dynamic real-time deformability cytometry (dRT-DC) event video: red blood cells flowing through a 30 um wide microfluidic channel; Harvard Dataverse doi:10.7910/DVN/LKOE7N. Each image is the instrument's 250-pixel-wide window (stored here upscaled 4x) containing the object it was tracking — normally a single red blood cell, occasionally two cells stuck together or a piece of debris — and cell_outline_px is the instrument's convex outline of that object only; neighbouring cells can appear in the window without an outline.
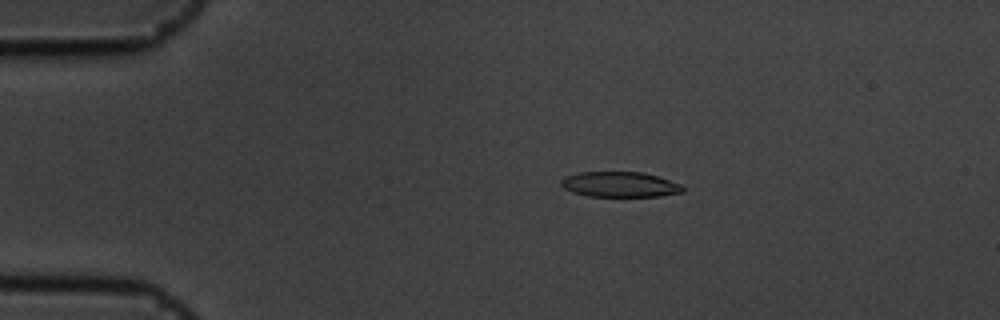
{"species": "common noctule bat (a hibernating species)", "species_latin": "Nyctalus noctula", "temperature_condition": "cold", "stored_images_in_passage": 56, "camera_frame_rate_fps": 3000, "um_per_image_px": 0.085, "animal": {"sex": "male", "body_mass_g": 19.5, "forearm_length_mm": 54.6}, "frame": {"image": 1, "passage_image": 11, "time_ms": 3.333, "image_size_px": [1000, 320], "cell_outline_px": [[684, 192], [660, 196], [588, 196], [572, 192], [564, 188], [560, 184], [560, 180], [564, 176], [576, 172], [644, 172], [660, 176], [680, 184], [684, 188]], "centroid_in_image_um": [52.68, 15.67], "position_along_channel_um": 32.3, "area_um2": 18.15}}
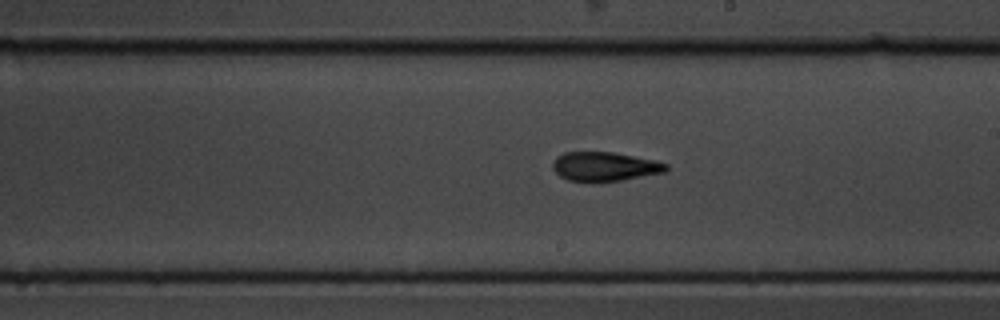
{"frame": {"image": 2, "passage_image": 32, "time_ms": 10.333, "image_size_px": [1000, 320], "cell_outline_px": [[668, 172], [624, 180], [600, 184], [592, 184], [568, 180], [560, 176], [552, 168], [552, 160], [556, 156], [564, 152], [612, 152], [652, 160], [668, 164]], "centroid_in_image_um": [51.37, 14.2], "position_along_channel_um": 237.6, "area_um2": 19.94}}
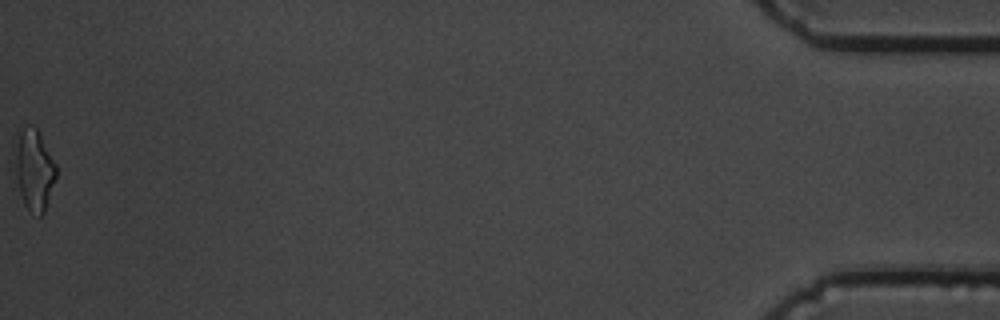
{"frame": {"image": 3, "passage_image": 56, "time_ms": 18.333, "image_size_px": [1000, 320], "cell_outline_px": [[56, 176], [44, 212], [40, 216], [28, 208], [24, 204], [20, 192], [16, 176], [16, 128], [24, 124], [32, 124], [40, 132], [56, 164]], "centroid_in_image_um": [2.89, 14.3], "position_along_channel_um": 432.3, "area_um2": 19.42}, "authors_computed_cell_mechanics": {"area_um2": 18.8717, "velocity_mm_per_s": 3.6263, "shape_relaxation_time_tau1_ms": 7.0682, "shape_relaxation_time_tau2_ms": 6.4868, "deformation_change_tau1": 0.2121, "deformation_change_tau2": 0.1479}}